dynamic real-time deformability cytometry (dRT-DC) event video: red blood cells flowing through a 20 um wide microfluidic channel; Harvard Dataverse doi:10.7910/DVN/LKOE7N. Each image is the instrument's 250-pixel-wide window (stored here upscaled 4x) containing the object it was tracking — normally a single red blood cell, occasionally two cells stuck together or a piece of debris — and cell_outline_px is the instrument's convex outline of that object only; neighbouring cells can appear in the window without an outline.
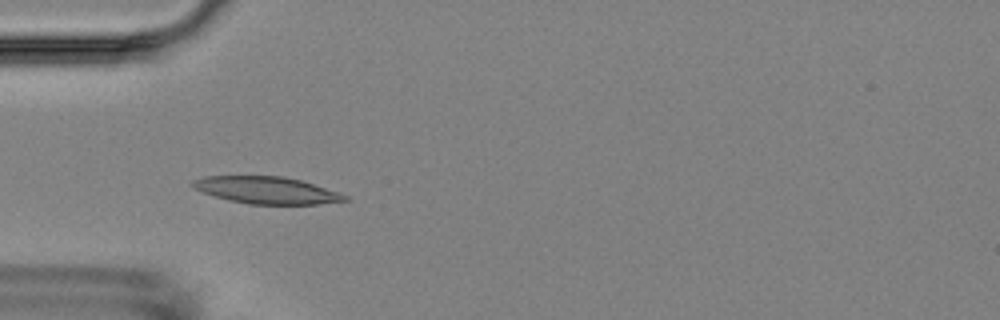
{"species": "Egyptian fruit bat (a non-hibernating species)", "species_latin": "Rousettus aegyptiacus", "temperature_condition": "room temperature", "stored_images_in_passage": 6, "camera_frame_rate_fps": 3000, "um_per_image_px": 0.085, "animal": {"sex": "female"}, "frame": {"image": 1, "passage_image": 5, "time_ms": 4.667, "image_size_px": [1000, 320], "cell_outline_px": [[352, 200], [316, 204], [248, 204], [228, 200], [192, 188], [192, 180], [204, 176], [284, 176], [300, 180], [340, 192], [348, 196]], "centroid_in_image_um": [22.69, 16.17], "position_along_channel_um": 62.3, "area_um2": 23.99}}